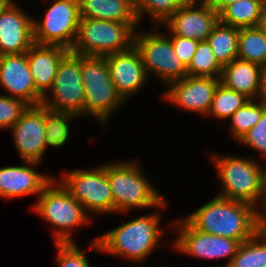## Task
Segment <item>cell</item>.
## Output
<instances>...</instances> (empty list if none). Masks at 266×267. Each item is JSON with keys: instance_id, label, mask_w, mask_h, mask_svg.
I'll return each mask as SVG.
<instances>
[{"instance_id": "1", "label": "cell", "mask_w": 266, "mask_h": 267, "mask_svg": "<svg viewBox=\"0 0 266 267\" xmlns=\"http://www.w3.org/2000/svg\"><path fill=\"white\" fill-rule=\"evenodd\" d=\"M185 220L200 232L232 238L241 243L262 228L256 207L220 196L192 212Z\"/></svg>"}, {"instance_id": "2", "label": "cell", "mask_w": 266, "mask_h": 267, "mask_svg": "<svg viewBox=\"0 0 266 267\" xmlns=\"http://www.w3.org/2000/svg\"><path fill=\"white\" fill-rule=\"evenodd\" d=\"M159 214L144 215L97 237L90 248L141 262L160 243Z\"/></svg>"}, {"instance_id": "3", "label": "cell", "mask_w": 266, "mask_h": 267, "mask_svg": "<svg viewBox=\"0 0 266 267\" xmlns=\"http://www.w3.org/2000/svg\"><path fill=\"white\" fill-rule=\"evenodd\" d=\"M138 22H116L80 19L77 37L71 52L81 56L104 57L134 45Z\"/></svg>"}, {"instance_id": "4", "label": "cell", "mask_w": 266, "mask_h": 267, "mask_svg": "<svg viewBox=\"0 0 266 267\" xmlns=\"http://www.w3.org/2000/svg\"><path fill=\"white\" fill-rule=\"evenodd\" d=\"M107 177L114 200V213L134 207H165V198L151 186L136 162L107 164Z\"/></svg>"}, {"instance_id": "5", "label": "cell", "mask_w": 266, "mask_h": 267, "mask_svg": "<svg viewBox=\"0 0 266 267\" xmlns=\"http://www.w3.org/2000/svg\"><path fill=\"white\" fill-rule=\"evenodd\" d=\"M56 181V178H53L44 187L33 209L39 216L56 226L54 229L56 243L74 242L70 230L76 226L90 223V218L82 204L70 194L62 183L56 185Z\"/></svg>"}, {"instance_id": "6", "label": "cell", "mask_w": 266, "mask_h": 267, "mask_svg": "<svg viewBox=\"0 0 266 267\" xmlns=\"http://www.w3.org/2000/svg\"><path fill=\"white\" fill-rule=\"evenodd\" d=\"M81 74L85 89V104L78 116L91 114L103 125L124 99L110 77L105 57L81 56Z\"/></svg>"}, {"instance_id": "7", "label": "cell", "mask_w": 266, "mask_h": 267, "mask_svg": "<svg viewBox=\"0 0 266 267\" xmlns=\"http://www.w3.org/2000/svg\"><path fill=\"white\" fill-rule=\"evenodd\" d=\"M216 162L218 176L224 190L220 197L248 203L255 207L261 200L262 178L266 167L247 158L212 156Z\"/></svg>"}, {"instance_id": "8", "label": "cell", "mask_w": 266, "mask_h": 267, "mask_svg": "<svg viewBox=\"0 0 266 267\" xmlns=\"http://www.w3.org/2000/svg\"><path fill=\"white\" fill-rule=\"evenodd\" d=\"M51 98L43 96L42 106L56 112L79 115L85 104V89L81 74V55L70 50L59 62L51 86ZM47 99V100H46Z\"/></svg>"}, {"instance_id": "9", "label": "cell", "mask_w": 266, "mask_h": 267, "mask_svg": "<svg viewBox=\"0 0 266 267\" xmlns=\"http://www.w3.org/2000/svg\"><path fill=\"white\" fill-rule=\"evenodd\" d=\"M40 21L33 19L34 43L71 50L80 21L78 0H55Z\"/></svg>"}, {"instance_id": "10", "label": "cell", "mask_w": 266, "mask_h": 267, "mask_svg": "<svg viewBox=\"0 0 266 267\" xmlns=\"http://www.w3.org/2000/svg\"><path fill=\"white\" fill-rule=\"evenodd\" d=\"M61 183L70 194L93 213H114V200L107 177V165L91 170L64 173Z\"/></svg>"}, {"instance_id": "11", "label": "cell", "mask_w": 266, "mask_h": 267, "mask_svg": "<svg viewBox=\"0 0 266 267\" xmlns=\"http://www.w3.org/2000/svg\"><path fill=\"white\" fill-rule=\"evenodd\" d=\"M168 35L156 33H135L134 46L138 49L149 76L151 71L168 85L187 76V68L175 54Z\"/></svg>"}, {"instance_id": "12", "label": "cell", "mask_w": 266, "mask_h": 267, "mask_svg": "<svg viewBox=\"0 0 266 267\" xmlns=\"http://www.w3.org/2000/svg\"><path fill=\"white\" fill-rule=\"evenodd\" d=\"M179 221L176 224L179 228L174 230L180 232L174 241L177 250L202 259L229 257V262L226 264L229 265L241 244L239 240L203 233L194 229L185 219Z\"/></svg>"}, {"instance_id": "13", "label": "cell", "mask_w": 266, "mask_h": 267, "mask_svg": "<svg viewBox=\"0 0 266 267\" xmlns=\"http://www.w3.org/2000/svg\"><path fill=\"white\" fill-rule=\"evenodd\" d=\"M10 129L13 131L15 147L23 160L40 163L47 148L45 107L29 106Z\"/></svg>"}, {"instance_id": "14", "label": "cell", "mask_w": 266, "mask_h": 267, "mask_svg": "<svg viewBox=\"0 0 266 267\" xmlns=\"http://www.w3.org/2000/svg\"><path fill=\"white\" fill-rule=\"evenodd\" d=\"M220 78L185 76L168 84L165 98L181 108L208 116Z\"/></svg>"}, {"instance_id": "15", "label": "cell", "mask_w": 266, "mask_h": 267, "mask_svg": "<svg viewBox=\"0 0 266 267\" xmlns=\"http://www.w3.org/2000/svg\"><path fill=\"white\" fill-rule=\"evenodd\" d=\"M0 84L10 97L29 106L42 104L43 96L35 88L26 53L0 56Z\"/></svg>"}, {"instance_id": "16", "label": "cell", "mask_w": 266, "mask_h": 267, "mask_svg": "<svg viewBox=\"0 0 266 267\" xmlns=\"http://www.w3.org/2000/svg\"><path fill=\"white\" fill-rule=\"evenodd\" d=\"M33 19L11 1L0 13V56L26 53L34 44Z\"/></svg>"}, {"instance_id": "17", "label": "cell", "mask_w": 266, "mask_h": 267, "mask_svg": "<svg viewBox=\"0 0 266 267\" xmlns=\"http://www.w3.org/2000/svg\"><path fill=\"white\" fill-rule=\"evenodd\" d=\"M110 77L121 97L126 100L145 85L147 74L138 49L131 48L104 56Z\"/></svg>"}, {"instance_id": "18", "label": "cell", "mask_w": 266, "mask_h": 267, "mask_svg": "<svg viewBox=\"0 0 266 267\" xmlns=\"http://www.w3.org/2000/svg\"><path fill=\"white\" fill-rule=\"evenodd\" d=\"M180 7L165 23L169 26L168 35H177L197 41H207L214 27L220 21L219 14L208 5Z\"/></svg>"}, {"instance_id": "19", "label": "cell", "mask_w": 266, "mask_h": 267, "mask_svg": "<svg viewBox=\"0 0 266 267\" xmlns=\"http://www.w3.org/2000/svg\"><path fill=\"white\" fill-rule=\"evenodd\" d=\"M27 166H9L0 168V197L18 198L31 194L40 195L44 187L53 179L36 170V162H28Z\"/></svg>"}, {"instance_id": "20", "label": "cell", "mask_w": 266, "mask_h": 267, "mask_svg": "<svg viewBox=\"0 0 266 267\" xmlns=\"http://www.w3.org/2000/svg\"><path fill=\"white\" fill-rule=\"evenodd\" d=\"M68 51L62 46L34 43L26 52L35 88L42 96H46L50 90L59 62Z\"/></svg>"}, {"instance_id": "21", "label": "cell", "mask_w": 266, "mask_h": 267, "mask_svg": "<svg viewBox=\"0 0 266 267\" xmlns=\"http://www.w3.org/2000/svg\"><path fill=\"white\" fill-rule=\"evenodd\" d=\"M262 71V66L236 58L223 66L220 83L250 100H256L261 92Z\"/></svg>"}, {"instance_id": "22", "label": "cell", "mask_w": 266, "mask_h": 267, "mask_svg": "<svg viewBox=\"0 0 266 267\" xmlns=\"http://www.w3.org/2000/svg\"><path fill=\"white\" fill-rule=\"evenodd\" d=\"M80 19L138 22L131 0H78Z\"/></svg>"}, {"instance_id": "23", "label": "cell", "mask_w": 266, "mask_h": 267, "mask_svg": "<svg viewBox=\"0 0 266 267\" xmlns=\"http://www.w3.org/2000/svg\"><path fill=\"white\" fill-rule=\"evenodd\" d=\"M266 0H237L219 13L220 22L236 28L257 27Z\"/></svg>"}, {"instance_id": "24", "label": "cell", "mask_w": 266, "mask_h": 267, "mask_svg": "<svg viewBox=\"0 0 266 267\" xmlns=\"http://www.w3.org/2000/svg\"><path fill=\"white\" fill-rule=\"evenodd\" d=\"M238 33L239 28L219 21L207 39L216 60L222 67L237 58Z\"/></svg>"}, {"instance_id": "25", "label": "cell", "mask_w": 266, "mask_h": 267, "mask_svg": "<svg viewBox=\"0 0 266 267\" xmlns=\"http://www.w3.org/2000/svg\"><path fill=\"white\" fill-rule=\"evenodd\" d=\"M237 58L266 67V34L258 27L240 28Z\"/></svg>"}, {"instance_id": "26", "label": "cell", "mask_w": 266, "mask_h": 267, "mask_svg": "<svg viewBox=\"0 0 266 267\" xmlns=\"http://www.w3.org/2000/svg\"><path fill=\"white\" fill-rule=\"evenodd\" d=\"M226 267H266V228L242 242Z\"/></svg>"}, {"instance_id": "27", "label": "cell", "mask_w": 266, "mask_h": 267, "mask_svg": "<svg viewBox=\"0 0 266 267\" xmlns=\"http://www.w3.org/2000/svg\"><path fill=\"white\" fill-rule=\"evenodd\" d=\"M250 99L244 94L233 91L219 83L213 96L208 112L217 119L230 118L239 108L243 107Z\"/></svg>"}, {"instance_id": "28", "label": "cell", "mask_w": 266, "mask_h": 267, "mask_svg": "<svg viewBox=\"0 0 266 267\" xmlns=\"http://www.w3.org/2000/svg\"><path fill=\"white\" fill-rule=\"evenodd\" d=\"M222 66L218 63L208 41L198 42L195 54L187 67V75L220 78Z\"/></svg>"}, {"instance_id": "29", "label": "cell", "mask_w": 266, "mask_h": 267, "mask_svg": "<svg viewBox=\"0 0 266 267\" xmlns=\"http://www.w3.org/2000/svg\"><path fill=\"white\" fill-rule=\"evenodd\" d=\"M249 100L243 107L239 108L231 117V131L236 140L242 137L253 127L266 111V104L259 100Z\"/></svg>"}, {"instance_id": "30", "label": "cell", "mask_w": 266, "mask_h": 267, "mask_svg": "<svg viewBox=\"0 0 266 267\" xmlns=\"http://www.w3.org/2000/svg\"><path fill=\"white\" fill-rule=\"evenodd\" d=\"M77 117L72 113L56 112L45 108L46 146L60 147L65 145L69 136L68 119Z\"/></svg>"}, {"instance_id": "31", "label": "cell", "mask_w": 266, "mask_h": 267, "mask_svg": "<svg viewBox=\"0 0 266 267\" xmlns=\"http://www.w3.org/2000/svg\"><path fill=\"white\" fill-rule=\"evenodd\" d=\"M180 7L175 0H137L135 3V15L140 22L143 13L149 14L156 27L165 23Z\"/></svg>"}, {"instance_id": "32", "label": "cell", "mask_w": 266, "mask_h": 267, "mask_svg": "<svg viewBox=\"0 0 266 267\" xmlns=\"http://www.w3.org/2000/svg\"><path fill=\"white\" fill-rule=\"evenodd\" d=\"M28 107L21 99L0 95V129H10Z\"/></svg>"}, {"instance_id": "33", "label": "cell", "mask_w": 266, "mask_h": 267, "mask_svg": "<svg viewBox=\"0 0 266 267\" xmlns=\"http://www.w3.org/2000/svg\"><path fill=\"white\" fill-rule=\"evenodd\" d=\"M57 246V263L60 267H91L84 253L74 242L55 243Z\"/></svg>"}, {"instance_id": "34", "label": "cell", "mask_w": 266, "mask_h": 267, "mask_svg": "<svg viewBox=\"0 0 266 267\" xmlns=\"http://www.w3.org/2000/svg\"><path fill=\"white\" fill-rule=\"evenodd\" d=\"M241 143L250 146L266 156V111L260 120L240 140Z\"/></svg>"}, {"instance_id": "35", "label": "cell", "mask_w": 266, "mask_h": 267, "mask_svg": "<svg viewBox=\"0 0 266 267\" xmlns=\"http://www.w3.org/2000/svg\"><path fill=\"white\" fill-rule=\"evenodd\" d=\"M170 37L175 54L187 68L191 62L192 56L195 54L199 41L177 35H171Z\"/></svg>"}, {"instance_id": "36", "label": "cell", "mask_w": 266, "mask_h": 267, "mask_svg": "<svg viewBox=\"0 0 266 267\" xmlns=\"http://www.w3.org/2000/svg\"><path fill=\"white\" fill-rule=\"evenodd\" d=\"M260 199H262L261 205L264 211L262 209L259 210L256 208V215L262 228H266V169L262 178V194Z\"/></svg>"}, {"instance_id": "37", "label": "cell", "mask_w": 266, "mask_h": 267, "mask_svg": "<svg viewBox=\"0 0 266 267\" xmlns=\"http://www.w3.org/2000/svg\"><path fill=\"white\" fill-rule=\"evenodd\" d=\"M236 1L237 0H203V3L219 14L225 7Z\"/></svg>"}, {"instance_id": "38", "label": "cell", "mask_w": 266, "mask_h": 267, "mask_svg": "<svg viewBox=\"0 0 266 267\" xmlns=\"http://www.w3.org/2000/svg\"><path fill=\"white\" fill-rule=\"evenodd\" d=\"M259 98L266 104V67H264L262 71L261 92Z\"/></svg>"}, {"instance_id": "39", "label": "cell", "mask_w": 266, "mask_h": 267, "mask_svg": "<svg viewBox=\"0 0 266 267\" xmlns=\"http://www.w3.org/2000/svg\"><path fill=\"white\" fill-rule=\"evenodd\" d=\"M257 27L266 34V2L263 6Z\"/></svg>"}, {"instance_id": "40", "label": "cell", "mask_w": 266, "mask_h": 267, "mask_svg": "<svg viewBox=\"0 0 266 267\" xmlns=\"http://www.w3.org/2000/svg\"><path fill=\"white\" fill-rule=\"evenodd\" d=\"M200 2V3H199ZM198 2V0H175V3L179 6V7H189V6H196L195 4L199 5L201 3H203V0H200Z\"/></svg>"}, {"instance_id": "41", "label": "cell", "mask_w": 266, "mask_h": 267, "mask_svg": "<svg viewBox=\"0 0 266 267\" xmlns=\"http://www.w3.org/2000/svg\"><path fill=\"white\" fill-rule=\"evenodd\" d=\"M11 0H0V13L6 8Z\"/></svg>"}]
</instances>
